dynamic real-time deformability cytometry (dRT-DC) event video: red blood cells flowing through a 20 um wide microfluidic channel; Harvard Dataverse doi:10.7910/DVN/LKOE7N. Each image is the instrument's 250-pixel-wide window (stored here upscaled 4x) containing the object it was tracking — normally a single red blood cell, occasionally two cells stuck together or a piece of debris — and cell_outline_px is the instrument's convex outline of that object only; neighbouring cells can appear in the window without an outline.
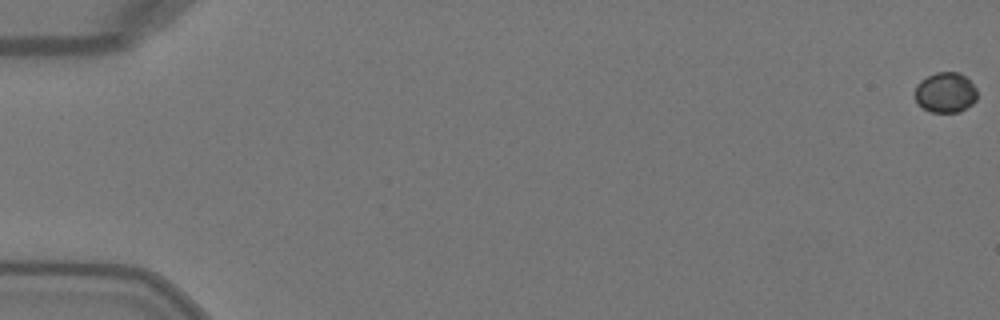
{"species": "Egyptian fruit bat (a non-hibernating species)", "species_latin": "Rousettus aegyptiacus", "temperature_condition": "warm", "stored_images_in_passage": 52, "camera_frame_rate_fps": 3000, "um_per_image_px": 0.085, "animal": {"sex": "female"}, "frame": {"image": 1, "passage_image": 1, "time_ms": 0.0, "image_size_px": [1000, 320], "cell_outline_px": [[976, 100], [972, 104], [960, 112], [932, 112], [916, 104], [912, 96], [916, 84], [920, 80], [936, 72], [960, 72], [976, 88]], "centroid_in_image_um": [80.3, 7.87], "position_along_channel_um": 4.7, "area_um2": 14.85}}
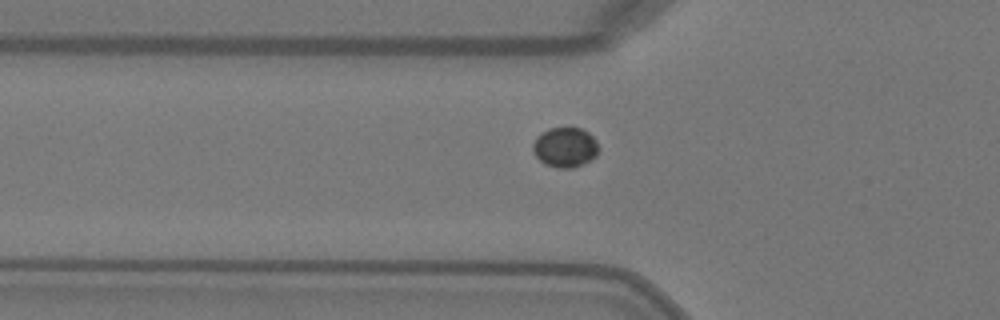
{"frame": {"image": 2, "passage_image": 19, "time_ms": 6.0, "image_size_px": [1000, 320], "cell_outline_px": [[600, 148], [596, 156], [592, 160], [572, 168], [556, 168], [544, 164], [536, 156], [532, 148], [532, 144], [536, 136], [540, 132], [548, 128], [580, 128], [588, 132], [596, 140]], "centroid_in_image_um": [48.03, 12.52], "position_along_channel_um": 77.8, "area_um2": 15.55}}
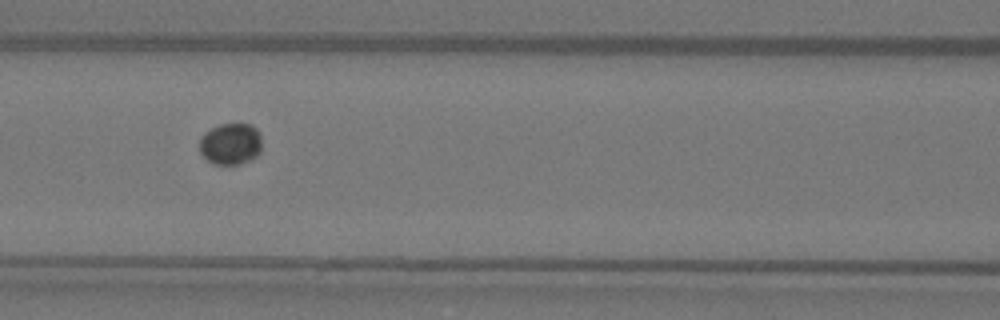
{"frame": {"image": 3, "passage_image": 24, "time_ms": 7.667, "image_size_px": [1000, 320], "cell_outline_px": [[260, 152], [256, 156], [240, 164], [216, 164], [208, 160], [200, 152], [200, 136], [204, 132], [220, 124], [252, 124], [260, 132]], "centroid_in_image_um": [19.6, 12.21], "position_along_channel_um": 147.0, "area_um2": 15.03}}